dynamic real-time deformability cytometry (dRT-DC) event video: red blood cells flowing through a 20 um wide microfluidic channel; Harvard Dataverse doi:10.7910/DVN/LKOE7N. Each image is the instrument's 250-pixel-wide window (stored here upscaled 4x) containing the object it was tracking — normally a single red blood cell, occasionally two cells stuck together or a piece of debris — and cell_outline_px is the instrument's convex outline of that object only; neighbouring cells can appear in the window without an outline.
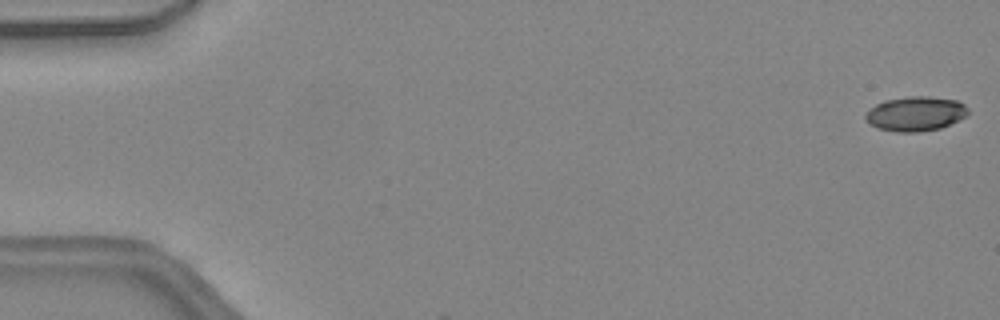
{"species": "common noctule bat (a hibernating species)", "species_latin": "Nyctalus noctula", "temperature_condition": "warm", "stored_images_in_passage": 3, "camera_frame_rate_fps": 3000, "um_per_image_px": 0.085, "animal": {"sex": "female", "body_mass_g": 24.6, "forearm_length_mm": 56.2}, "frame": {"image": 1, "passage_image": 1, "time_ms": 0.0, "image_size_px": [1000, 320], "cell_outline_px": [[968, 112], [964, 116], [940, 128], [916, 132], [896, 132], [876, 128], [864, 116], [868, 108], [884, 100], [912, 96], [928, 96], [956, 100], [964, 104], [968, 108]], "centroid_in_image_um": [77.78, 9.66], "position_along_channel_um": 7.2, "area_um2": 20.46}}